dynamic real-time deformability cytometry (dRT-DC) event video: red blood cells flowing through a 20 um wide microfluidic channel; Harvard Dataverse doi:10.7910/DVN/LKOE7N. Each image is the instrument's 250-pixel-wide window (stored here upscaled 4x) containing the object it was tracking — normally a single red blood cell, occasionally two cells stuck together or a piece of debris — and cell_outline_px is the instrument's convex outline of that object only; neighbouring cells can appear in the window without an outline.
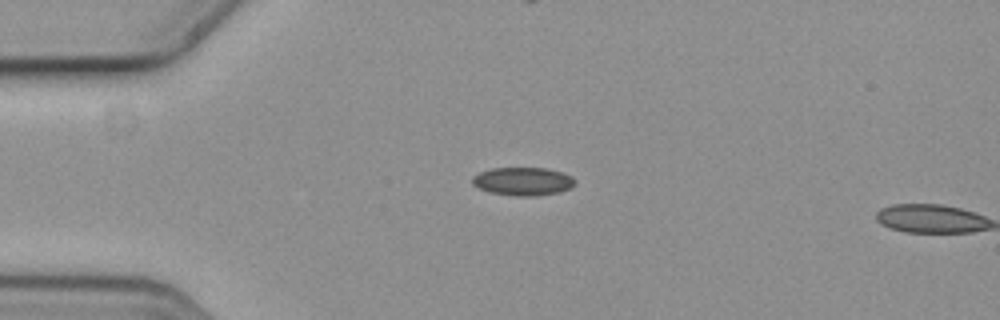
{"species": "common noctule bat (a hibernating species)", "species_latin": "Nyctalus noctula", "temperature_condition": "cold", "stored_images_in_passage": 3, "segment_of_instrument_passage": [1, 2], "camera_frame_rate_fps": 3000, "um_per_image_px": 0.085, "animal": {"sex": "female", "body_mass_g": 19.3, "forearm_length_mm": 54.1}, "frame": {"image": 1, "passage_image": 2, "time_ms": 0.333, "image_size_px": [1000, 320], "cell_outline_px": [[576, 184], [572, 188], [560, 192], [536, 196], [516, 196], [488, 192], [472, 184], [472, 176], [480, 172], [492, 168], [544, 168], [560, 172], [572, 176], [576, 180]], "centroid_in_image_um": [44.47, 15.42], "position_along_channel_um": 40.5, "area_um2": 16.99}}